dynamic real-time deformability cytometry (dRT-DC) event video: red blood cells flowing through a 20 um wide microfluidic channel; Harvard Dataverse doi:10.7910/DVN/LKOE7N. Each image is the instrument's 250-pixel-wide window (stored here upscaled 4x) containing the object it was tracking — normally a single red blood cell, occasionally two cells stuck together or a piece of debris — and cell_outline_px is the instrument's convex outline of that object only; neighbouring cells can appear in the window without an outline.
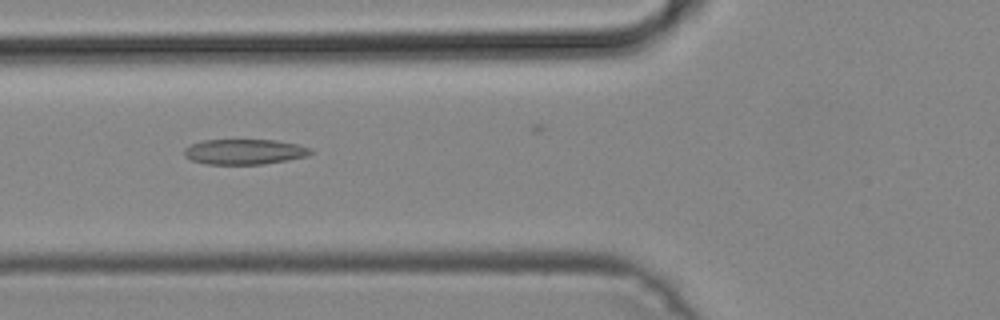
{"species": "common noctule bat (a hibernating species)", "species_latin": "Nyctalus noctula", "temperature_condition": "cold", "stored_images_in_passage": 36, "camera_frame_rate_fps": 3000, "um_per_image_px": 0.085, "animal": {"sex": "male", "body_mass_g": 19.2, "forearm_length_mm": 51.8}, "frame": {"image": 1, "passage_image": 16, "time_ms": 5.0, "image_size_px": [1000, 320], "cell_outline_px": [[312, 152], [308, 156], [288, 160], [264, 164], [204, 164], [192, 160], [184, 156], [184, 148], [192, 144], [204, 140], [276, 140], [296, 144], [312, 148]], "centroid_in_image_um": [20.78, 12.9], "position_along_channel_um": 105.0, "area_um2": 18.67}}
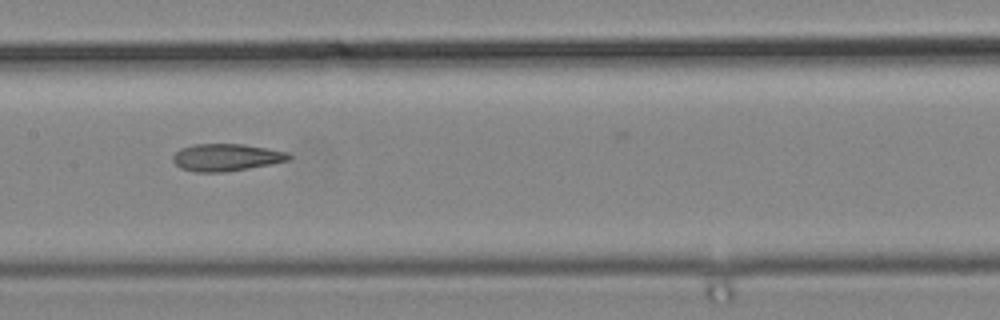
{"frame": {"image": 2, "passage_image": 22, "time_ms": 7.0, "image_size_px": [1000, 320], "cell_outline_px": [[292, 156], [288, 160], [272, 164], [224, 172], [196, 172], [180, 168], [172, 160], [172, 156], [180, 148], [192, 144], [244, 144], [268, 148], [288, 152]], "centroid_in_image_um": [19.22, 13.37], "position_along_channel_um": 188.2, "area_um2": 18.5}}
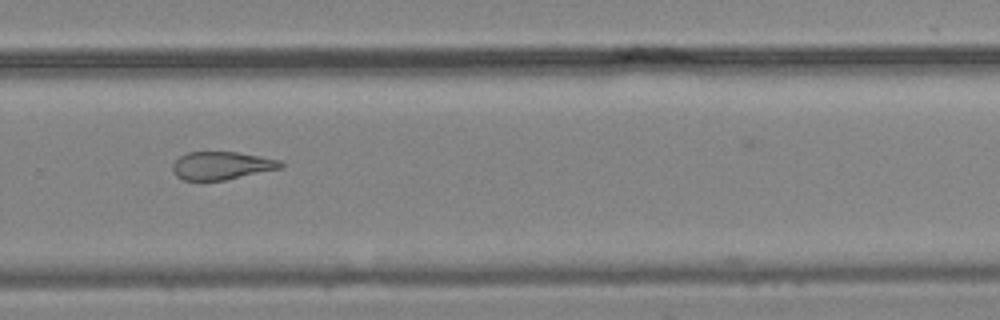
{"frame": {"image": 3, "passage_image": 31, "time_ms": 10.0, "image_size_px": [1000, 320], "cell_outline_px": [[284, 168], [224, 180], [184, 180], [176, 176], [172, 172], [172, 164], [180, 156], [188, 152], [236, 152], [260, 156], [280, 160], [284, 164]], "centroid_in_image_um": [18.85, 14.08], "position_along_channel_um": 311.0, "area_um2": 17.69}}